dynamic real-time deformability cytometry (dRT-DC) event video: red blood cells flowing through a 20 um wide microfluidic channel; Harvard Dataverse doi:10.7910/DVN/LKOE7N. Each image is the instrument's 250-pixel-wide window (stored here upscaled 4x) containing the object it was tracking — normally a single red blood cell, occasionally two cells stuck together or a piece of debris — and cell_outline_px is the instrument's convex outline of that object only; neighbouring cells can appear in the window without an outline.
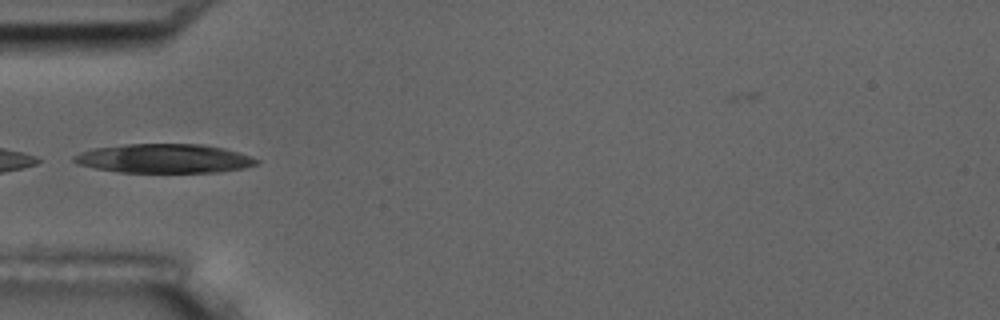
{"species": "common noctule bat (a hibernating species)", "species_latin": "Nyctalus noctula", "temperature_condition": "room temperature", "stored_images_in_passage": 7, "camera_frame_rate_fps": 3000, "um_per_image_px": 0.085, "animal": {"sex": "male", "body_mass_g": 17.5, "forearm_length_mm": 52.3}, "frame": {"image": 1, "passage_image": 7, "time_ms": 7.0, "image_size_px": [1000, 320], "cell_outline_px": [[260, 160], [256, 164], [244, 168], [220, 172], [116, 172], [76, 164], [72, 160], [72, 156], [80, 152], [92, 148], [124, 144], [200, 144], [224, 148], [252, 156]], "centroid_in_image_um": [13.93, 13.47], "position_along_channel_um": 71.1, "area_um2": 31.1}}